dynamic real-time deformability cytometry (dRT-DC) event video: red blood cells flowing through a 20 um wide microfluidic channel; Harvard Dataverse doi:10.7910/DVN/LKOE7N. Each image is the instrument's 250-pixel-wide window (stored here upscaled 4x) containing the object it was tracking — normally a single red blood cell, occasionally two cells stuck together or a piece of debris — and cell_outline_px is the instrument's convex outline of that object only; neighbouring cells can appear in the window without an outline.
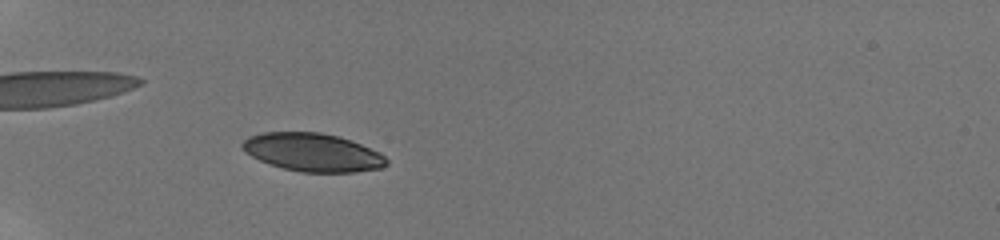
{"species": "human", "species_latin": "Homo sapiens", "temperature_condition": "room temperature", "stored_images_in_passage": 36, "camera_frame_rate_fps": 3000, "um_per_image_px": 0.085, "donor": {"sex": "male"}, "frame": {"image": 1, "passage_image": 10, "time_ms": 4.0, "image_size_px": [1000, 240], "cell_outline_px": [[388, 164], [380, 168], [356, 172], [300, 172], [268, 164], [244, 152], [240, 144], [248, 136], [264, 132], [320, 132], [340, 136], [352, 140], [380, 152], [388, 160]], "centroid_in_image_um": [26.58, 12.94], "position_along_channel_um": 58.4, "area_um2": 32.31}}
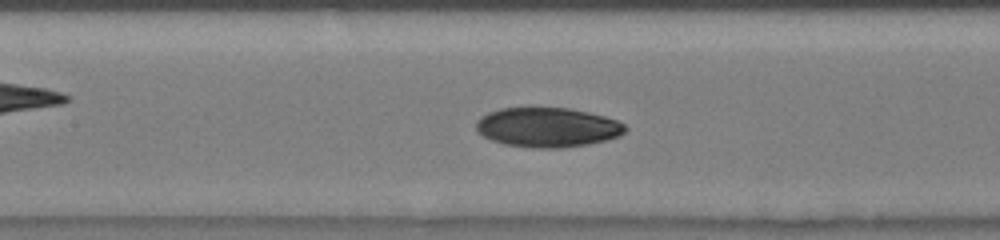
{"frame": {"image": 2, "passage_image": 17, "time_ms": 7.333, "image_size_px": [1000, 240], "cell_outline_px": [[628, 128], [620, 136], [588, 144], [564, 148], [532, 148], [504, 144], [492, 140], [476, 132], [476, 120], [480, 116], [488, 112], [500, 108], [528, 104], [568, 108], [588, 112], [604, 116], [616, 120], [624, 124]], "centroid_in_image_um": [46.47, 10.78], "position_along_channel_um": 160.9, "area_um2": 35.49}}
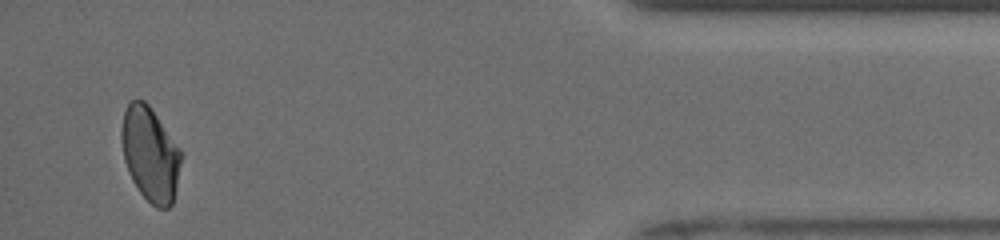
{"frame": {"image": 3, "passage_image": 34, "time_ms": 15.333, "image_size_px": [1000, 240], "cell_outline_px": [[180, 164], [172, 204], [168, 208], [156, 208], [140, 192], [132, 180], [128, 172], [124, 160], [120, 140], [120, 128], [124, 112], [128, 104], [132, 100], [144, 100], [148, 104], [180, 148]], "centroid_in_image_um": [12.73, 13.08], "position_along_channel_um": 422.5, "area_um2": 32.43}, "authors_computed_cell_mechanics": {"area_um2": 33.0038, "velocity_mm_per_s": 3.8789, "shape_relaxation_time_tau1_ms": 7.3214, "shape_relaxation_time_tau2_ms": 2.9842, "deformation_change_tau1": 0.1817, "deformation_change_tau2": 0.0601}}